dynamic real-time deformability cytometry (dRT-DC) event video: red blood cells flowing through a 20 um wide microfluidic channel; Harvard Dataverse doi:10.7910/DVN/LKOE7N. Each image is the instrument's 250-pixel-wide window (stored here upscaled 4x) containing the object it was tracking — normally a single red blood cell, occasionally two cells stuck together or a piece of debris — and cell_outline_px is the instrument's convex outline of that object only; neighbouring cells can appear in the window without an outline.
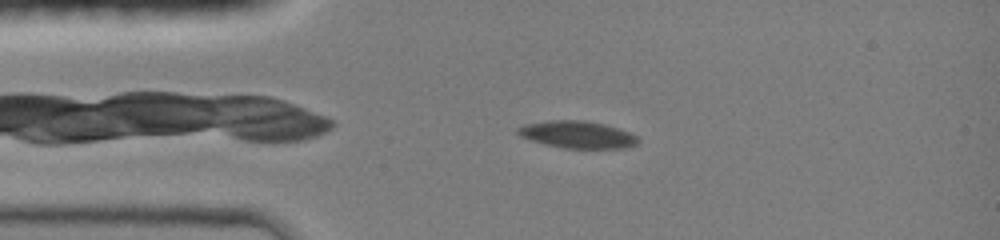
{"species": "common noctule bat (a hibernating species)", "species_latin": "Nyctalus noctula", "temperature_condition": "room temperature", "stored_images_in_passage": 39, "camera_frame_rate_fps": 3000, "um_per_image_px": 0.085, "animal": {"sex": "female", "body_mass_g": 19.0, "forearm_length_mm": 51.5}, "frame": {"image": 1, "passage_image": 2, "time_ms": 0.333, "image_size_px": [1000, 240], "cell_outline_px": [[640, 140], [636, 144], [624, 148], [564, 148], [544, 144], [520, 136], [516, 132], [516, 128], [528, 124], [548, 120], [584, 120], [604, 124], [628, 132], [636, 136]], "centroid_in_image_um": [49.06, 11.44], "position_along_channel_um": 35.9, "area_um2": 18.84}}
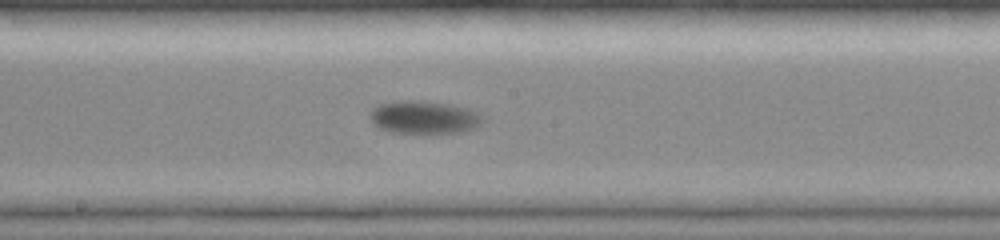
{"frame": {"image": 2, "passage_image": 17, "time_ms": 5.333, "image_size_px": [1000, 240], "cell_outline_px": [[484, 120], [476, 128], [460, 132], [392, 132], [380, 128], [372, 124], [368, 116], [372, 108], [380, 104], [400, 100], [420, 100], [448, 104], [464, 108], [476, 112]], "centroid_in_image_um": [35.98, 9.96], "position_along_channel_um": 212.2, "area_um2": 21.39}}
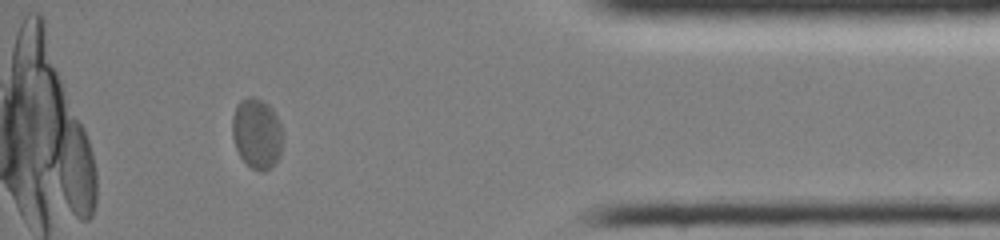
{"frame": {"image": 3, "passage_image": 34, "time_ms": 11.0, "image_size_px": [1000, 240], "cell_outline_px": [[284, 136], [280, 156], [276, 164], [264, 172], [260, 172], [252, 168], [240, 156], [236, 148], [232, 136], [232, 116], [236, 104], [240, 100], [248, 96], [252, 96], [264, 100], [272, 108], [280, 124]], "centroid_in_image_um": [21.85, 11.34], "position_along_channel_um": 413.4, "area_um2": 21.21}}